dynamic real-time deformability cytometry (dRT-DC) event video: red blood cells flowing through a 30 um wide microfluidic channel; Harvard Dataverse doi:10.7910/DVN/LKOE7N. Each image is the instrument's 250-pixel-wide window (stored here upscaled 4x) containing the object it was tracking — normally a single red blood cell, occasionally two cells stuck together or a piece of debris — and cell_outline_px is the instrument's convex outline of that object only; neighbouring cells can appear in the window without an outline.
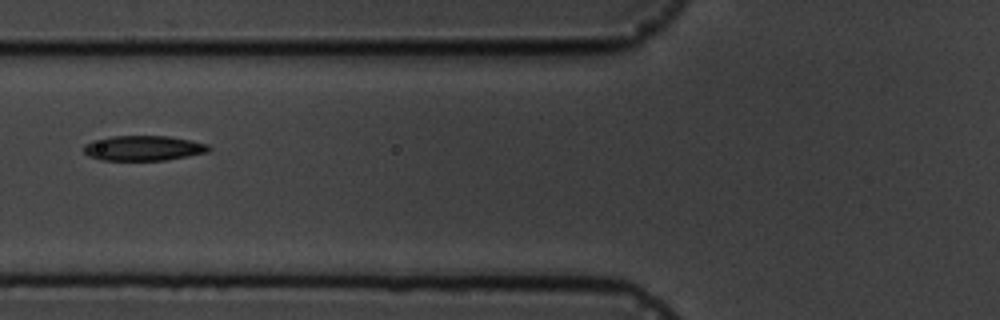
{"species": "common noctule bat (a hibernating species)", "species_latin": "Nyctalus noctula", "temperature_condition": "cold", "stored_images_in_passage": 3, "camera_frame_rate_fps": 3000, "um_per_image_px": 0.085, "animal": {"sex": "male", "body_mass_g": 19.5, "forearm_length_mm": 54.6}, "frame": {"image": 1, "passage_image": 3, "time_ms": 2.333, "image_size_px": [1000, 320], "cell_outline_px": [[212, 148], [208, 152], [164, 160], [100, 160], [88, 156], [84, 152], [84, 144], [92, 140], [112, 136], [168, 136], [208, 144]], "centroid_in_image_um": [12.15, 12.59], "position_along_channel_um": 113.6, "area_um2": 18.21}}